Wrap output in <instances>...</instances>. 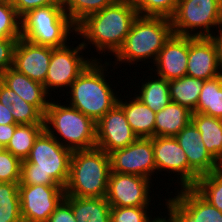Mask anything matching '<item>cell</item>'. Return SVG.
<instances>
[{
	"label": "cell",
	"instance_id": "obj_1",
	"mask_svg": "<svg viewBox=\"0 0 222 222\" xmlns=\"http://www.w3.org/2000/svg\"><path fill=\"white\" fill-rule=\"evenodd\" d=\"M137 17V10L128 0H116L112 5L82 20L76 26V35L79 41L81 38L87 55L90 57V47H92L97 50L95 51L97 55L91 51V58L100 61L105 55L113 57L118 52Z\"/></svg>",
	"mask_w": 222,
	"mask_h": 222
},
{
	"label": "cell",
	"instance_id": "obj_2",
	"mask_svg": "<svg viewBox=\"0 0 222 222\" xmlns=\"http://www.w3.org/2000/svg\"><path fill=\"white\" fill-rule=\"evenodd\" d=\"M109 68H113L110 71L112 74L114 70V76L115 68L109 60H93L72 82L68 89L69 91L66 92V97H64L65 99L67 98L64 103L68 102V105L76 108L97 123L117 104L119 98L120 89L116 91V88L119 86L120 81L118 80L115 84L113 83L115 82L114 80L112 82L109 80L114 79L109 78L113 77L109 75ZM67 96L70 97L68 98Z\"/></svg>",
	"mask_w": 222,
	"mask_h": 222
},
{
	"label": "cell",
	"instance_id": "obj_3",
	"mask_svg": "<svg viewBox=\"0 0 222 222\" xmlns=\"http://www.w3.org/2000/svg\"><path fill=\"white\" fill-rule=\"evenodd\" d=\"M172 34L171 19L138 15L133 21L130 32L125 38L122 47L113 56L115 58L114 61H110L108 57L104 60L108 59L112 66L116 69L119 68V70L123 64L125 67L129 65L130 71L132 70L131 66L132 68L135 67L134 70L139 71V68L143 69L142 65L144 64H146L147 68H150L151 65L149 63L151 62L152 65L155 63L159 51ZM147 64L149 65L147 66Z\"/></svg>",
	"mask_w": 222,
	"mask_h": 222
},
{
	"label": "cell",
	"instance_id": "obj_4",
	"mask_svg": "<svg viewBox=\"0 0 222 222\" xmlns=\"http://www.w3.org/2000/svg\"><path fill=\"white\" fill-rule=\"evenodd\" d=\"M71 155L70 149L62 146L44 129L21 163L19 185H59L65 188Z\"/></svg>",
	"mask_w": 222,
	"mask_h": 222
},
{
	"label": "cell",
	"instance_id": "obj_5",
	"mask_svg": "<svg viewBox=\"0 0 222 222\" xmlns=\"http://www.w3.org/2000/svg\"><path fill=\"white\" fill-rule=\"evenodd\" d=\"M111 172L109 154L95 147L72 151L65 196L106 197Z\"/></svg>",
	"mask_w": 222,
	"mask_h": 222
},
{
	"label": "cell",
	"instance_id": "obj_6",
	"mask_svg": "<svg viewBox=\"0 0 222 222\" xmlns=\"http://www.w3.org/2000/svg\"><path fill=\"white\" fill-rule=\"evenodd\" d=\"M56 100L53 96L46 109L44 129L71 151L95 148L96 123L67 103L61 104L57 96Z\"/></svg>",
	"mask_w": 222,
	"mask_h": 222
},
{
	"label": "cell",
	"instance_id": "obj_7",
	"mask_svg": "<svg viewBox=\"0 0 222 222\" xmlns=\"http://www.w3.org/2000/svg\"><path fill=\"white\" fill-rule=\"evenodd\" d=\"M76 33V25L62 6L39 7L21 17V37L37 45L63 47L70 39H78Z\"/></svg>",
	"mask_w": 222,
	"mask_h": 222
},
{
	"label": "cell",
	"instance_id": "obj_8",
	"mask_svg": "<svg viewBox=\"0 0 222 222\" xmlns=\"http://www.w3.org/2000/svg\"><path fill=\"white\" fill-rule=\"evenodd\" d=\"M170 19L174 34L213 37L222 23V0H178Z\"/></svg>",
	"mask_w": 222,
	"mask_h": 222
},
{
	"label": "cell",
	"instance_id": "obj_9",
	"mask_svg": "<svg viewBox=\"0 0 222 222\" xmlns=\"http://www.w3.org/2000/svg\"><path fill=\"white\" fill-rule=\"evenodd\" d=\"M71 42L73 43L71 45ZM78 40L70 41L63 47L53 48L51 59L48 67V73L43 86L47 93L52 97V91L56 93L59 98L65 96L66 91L70 88L72 82L84 71V69L93 61V59L86 55L87 50ZM85 52V53H84ZM85 54V56H84ZM65 88V89H64ZM59 90V91H57ZM57 91V92H56Z\"/></svg>",
	"mask_w": 222,
	"mask_h": 222
},
{
	"label": "cell",
	"instance_id": "obj_10",
	"mask_svg": "<svg viewBox=\"0 0 222 222\" xmlns=\"http://www.w3.org/2000/svg\"><path fill=\"white\" fill-rule=\"evenodd\" d=\"M153 180L143 176H137L125 173L110 172L108 190L106 194L107 202L111 207H140V206H154L155 197L161 194H154L155 188ZM152 189V191H151ZM152 193V194H151ZM155 195V197H154ZM153 197V198H152ZM151 201H154L151 203Z\"/></svg>",
	"mask_w": 222,
	"mask_h": 222
},
{
	"label": "cell",
	"instance_id": "obj_11",
	"mask_svg": "<svg viewBox=\"0 0 222 222\" xmlns=\"http://www.w3.org/2000/svg\"><path fill=\"white\" fill-rule=\"evenodd\" d=\"M167 193L163 196L165 204L158 202L157 206L164 205L176 217L177 222H222V212L212 206L193 187H183ZM173 195V198H172ZM168 199H167V198Z\"/></svg>",
	"mask_w": 222,
	"mask_h": 222
},
{
	"label": "cell",
	"instance_id": "obj_12",
	"mask_svg": "<svg viewBox=\"0 0 222 222\" xmlns=\"http://www.w3.org/2000/svg\"><path fill=\"white\" fill-rule=\"evenodd\" d=\"M109 158L112 172L143 176L155 183L156 179H159L155 174L152 138H137L125 148L109 153Z\"/></svg>",
	"mask_w": 222,
	"mask_h": 222
},
{
	"label": "cell",
	"instance_id": "obj_13",
	"mask_svg": "<svg viewBox=\"0 0 222 222\" xmlns=\"http://www.w3.org/2000/svg\"><path fill=\"white\" fill-rule=\"evenodd\" d=\"M18 192L23 222H47L65 197L59 185H19Z\"/></svg>",
	"mask_w": 222,
	"mask_h": 222
},
{
	"label": "cell",
	"instance_id": "obj_14",
	"mask_svg": "<svg viewBox=\"0 0 222 222\" xmlns=\"http://www.w3.org/2000/svg\"><path fill=\"white\" fill-rule=\"evenodd\" d=\"M152 145L154 151V158H155V166H156V174L161 176H166L167 174L172 175L174 177L167 175L170 183H167L169 187L172 184H178L176 188H183L189 187V164L188 159L185 154V151L182 147L178 144L175 137L172 136H158L152 138ZM161 172H165L162 174ZM159 173V174H158ZM167 173V174H166ZM176 174V175H175ZM177 178V180H176ZM174 179V180H173ZM175 181V183L173 182ZM177 181V182H176ZM170 184V185H169Z\"/></svg>",
	"mask_w": 222,
	"mask_h": 222
},
{
	"label": "cell",
	"instance_id": "obj_15",
	"mask_svg": "<svg viewBox=\"0 0 222 222\" xmlns=\"http://www.w3.org/2000/svg\"><path fill=\"white\" fill-rule=\"evenodd\" d=\"M174 137L188 159L189 187H193L200 176L222 167L206 150L200 131L192 121Z\"/></svg>",
	"mask_w": 222,
	"mask_h": 222
},
{
	"label": "cell",
	"instance_id": "obj_16",
	"mask_svg": "<svg viewBox=\"0 0 222 222\" xmlns=\"http://www.w3.org/2000/svg\"><path fill=\"white\" fill-rule=\"evenodd\" d=\"M222 74L219 48L213 37L188 36L187 74L200 80H208Z\"/></svg>",
	"mask_w": 222,
	"mask_h": 222
},
{
	"label": "cell",
	"instance_id": "obj_17",
	"mask_svg": "<svg viewBox=\"0 0 222 222\" xmlns=\"http://www.w3.org/2000/svg\"><path fill=\"white\" fill-rule=\"evenodd\" d=\"M137 138L118 104L96 123V147L107 154L125 148Z\"/></svg>",
	"mask_w": 222,
	"mask_h": 222
},
{
	"label": "cell",
	"instance_id": "obj_18",
	"mask_svg": "<svg viewBox=\"0 0 222 222\" xmlns=\"http://www.w3.org/2000/svg\"><path fill=\"white\" fill-rule=\"evenodd\" d=\"M188 36L172 34L159 51L150 70L167 81L187 74ZM154 67V68H153Z\"/></svg>",
	"mask_w": 222,
	"mask_h": 222
},
{
	"label": "cell",
	"instance_id": "obj_19",
	"mask_svg": "<svg viewBox=\"0 0 222 222\" xmlns=\"http://www.w3.org/2000/svg\"><path fill=\"white\" fill-rule=\"evenodd\" d=\"M52 50V47L37 45L21 37L15 46L13 68L44 84Z\"/></svg>",
	"mask_w": 222,
	"mask_h": 222
},
{
	"label": "cell",
	"instance_id": "obj_20",
	"mask_svg": "<svg viewBox=\"0 0 222 222\" xmlns=\"http://www.w3.org/2000/svg\"><path fill=\"white\" fill-rule=\"evenodd\" d=\"M0 81L24 101L34 105L43 115L52 98L42 83L31 80L13 67L0 74Z\"/></svg>",
	"mask_w": 222,
	"mask_h": 222
},
{
	"label": "cell",
	"instance_id": "obj_21",
	"mask_svg": "<svg viewBox=\"0 0 222 222\" xmlns=\"http://www.w3.org/2000/svg\"><path fill=\"white\" fill-rule=\"evenodd\" d=\"M128 90L129 94L124 91L126 96L120 93L117 104L123 109L127 122L138 138H153L156 113L137 98L130 88Z\"/></svg>",
	"mask_w": 222,
	"mask_h": 222
},
{
	"label": "cell",
	"instance_id": "obj_22",
	"mask_svg": "<svg viewBox=\"0 0 222 222\" xmlns=\"http://www.w3.org/2000/svg\"><path fill=\"white\" fill-rule=\"evenodd\" d=\"M148 71H150V73L148 72L147 74H149L150 76H147V74H145V76L143 73V77L141 79H138L140 80L138 81L139 83H136L134 81L131 82L130 88L134 89L133 86H135V89L131 90L132 92L134 91V95L152 111L157 113L171 102L169 81L152 73L150 69ZM144 78L145 80H143ZM132 83L133 86H131ZM134 83H136L137 86Z\"/></svg>",
	"mask_w": 222,
	"mask_h": 222
},
{
	"label": "cell",
	"instance_id": "obj_23",
	"mask_svg": "<svg viewBox=\"0 0 222 222\" xmlns=\"http://www.w3.org/2000/svg\"><path fill=\"white\" fill-rule=\"evenodd\" d=\"M77 222H111V206L106 197L80 198L65 196Z\"/></svg>",
	"mask_w": 222,
	"mask_h": 222
},
{
	"label": "cell",
	"instance_id": "obj_24",
	"mask_svg": "<svg viewBox=\"0 0 222 222\" xmlns=\"http://www.w3.org/2000/svg\"><path fill=\"white\" fill-rule=\"evenodd\" d=\"M191 115L187 107L170 102L156 113L154 137L176 136L191 121Z\"/></svg>",
	"mask_w": 222,
	"mask_h": 222
},
{
	"label": "cell",
	"instance_id": "obj_25",
	"mask_svg": "<svg viewBox=\"0 0 222 222\" xmlns=\"http://www.w3.org/2000/svg\"><path fill=\"white\" fill-rule=\"evenodd\" d=\"M191 121L200 131L209 154L222 166V125L219 118L192 113Z\"/></svg>",
	"mask_w": 222,
	"mask_h": 222
},
{
	"label": "cell",
	"instance_id": "obj_26",
	"mask_svg": "<svg viewBox=\"0 0 222 222\" xmlns=\"http://www.w3.org/2000/svg\"><path fill=\"white\" fill-rule=\"evenodd\" d=\"M204 81L185 75L169 81L171 102L187 107L194 111L197 107Z\"/></svg>",
	"mask_w": 222,
	"mask_h": 222
},
{
	"label": "cell",
	"instance_id": "obj_27",
	"mask_svg": "<svg viewBox=\"0 0 222 222\" xmlns=\"http://www.w3.org/2000/svg\"><path fill=\"white\" fill-rule=\"evenodd\" d=\"M192 113H202L214 118L222 116V74L204 81L197 107Z\"/></svg>",
	"mask_w": 222,
	"mask_h": 222
},
{
	"label": "cell",
	"instance_id": "obj_28",
	"mask_svg": "<svg viewBox=\"0 0 222 222\" xmlns=\"http://www.w3.org/2000/svg\"><path fill=\"white\" fill-rule=\"evenodd\" d=\"M44 130V124H18L6 150L21 161L26 160L38 135Z\"/></svg>",
	"mask_w": 222,
	"mask_h": 222
},
{
	"label": "cell",
	"instance_id": "obj_29",
	"mask_svg": "<svg viewBox=\"0 0 222 222\" xmlns=\"http://www.w3.org/2000/svg\"><path fill=\"white\" fill-rule=\"evenodd\" d=\"M18 187L19 183L0 182V222H23Z\"/></svg>",
	"mask_w": 222,
	"mask_h": 222
},
{
	"label": "cell",
	"instance_id": "obj_30",
	"mask_svg": "<svg viewBox=\"0 0 222 222\" xmlns=\"http://www.w3.org/2000/svg\"><path fill=\"white\" fill-rule=\"evenodd\" d=\"M193 188L212 206L222 212V167L200 176Z\"/></svg>",
	"mask_w": 222,
	"mask_h": 222
},
{
	"label": "cell",
	"instance_id": "obj_31",
	"mask_svg": "<svg viewBox=\"0 0 222 222\" xmlns=\"http://www.w3.org/2000/svg\"><path fill=\"white\" fill-rule=\"evenodd\" d=\"M116 0H62V7L77 26L87 16L103 10Z\"/></svg>",
	"mask_w": 222,
	"mask_h": 222
},
{
	"label": "cell",
	"instance_id": "obj_32",
	"mask_svg": "<svg viewBox=\"0 0 222 222\" xmlns=\"http://www.w3.org/2000/svg\"><path fill=\"white\" fill-rule=\"evenodd\" d=\"M139 16L171 18L177 8L178 0H128Z\"/></svg>",
	"mask_w": 222,
	"mask_h": 222
},
{
	"label": "cell",
	"instance_id": "obj_33",
	"mask_svg": "<svg viewBox=\"0 0 222 222\" xmlns=\"http://www.w3.org/2000/svg\"><path fill=\"white\" fill-rule=\"evenodd\" d=\"M0 38H21V17L10 0H0Z\"/></svg>",
	"mask_w": 222,
	"mask_h": 222
},
{
	"label": "cell",
	"instance_id": "obj_34",
	"mask_svg": "<svg viewBox=\"0 0 222 222\" xmlns=\"http://www.w3.org/2000/svg\"><path fill=\"white\" fill-rule=\"evenodd\" d=\"M11 105L16 124H44V115L32 104L24 101L17 93Z\"/></svg>",
	"mask_w": 222,
	"mask_h": 222
},
{
	"label": "cell",
	"instance_id": "obj_35",
	"mask_svg": "<svg viewBox=\"0 0 222 222\" xmlns=\"http://www.w3.org/2000/svg\"><path fill=\"white\" fill-rule=\"evenodd\" d=\"M151 207H111V222H149L154 217L153 214H156V209L153 212Z\"/></svg>",
	"mask_w": 222,
	"mask_h": 222
},
{
	"label": "cell",
	"instance_id": "obj_36",
	"mask_svg": "<svg viewBox=\"0 0 222 222\" xmlns=\"http://www.w3.org/2000/svg\"><path fill=\"white\" fill-rule=\"evenodd\" d=\"M22 161L8 150L0 153V182L20 183Z\"/></svg>",
	"mask_w": 222,
	"mask_h": 222
},
{
	"label": "cell",
	"instance_id": "obj_37",
	"mask_svg": "<svg viewBox=\"0 0 222 222\" xmlns=\"http://www.w3.org/2000/svg\"><path fill=\"white\" fill-rule=\"evenodd\" d=\"M20 38H0V74L13 67L14 50Z\"/></svg>",
	"mask_w": 222,
	"mask_h": 222
},
{
	"label": "cell",
	"instance_id": "obj_38",
	"mask_svg": "<svg viewBox=\"0 0 222 222\" xmlns=\"http://www.w3.org/2000/svg\"><path fill=\"white\" fill-rule=\"evenodd\" d=\"M20 17L32 9L44 6H62V0H10Z\"/></svg>",
	"mask_w": 222,
	"mask_h": 222
},
{
	"label": "cell",
	"instance_id": "obj_39",
	"mask_svg": "<svg viewBox=\"0 0 222 222\" xmlns=\"http://www.w3.org/2000/svg\"><path fill=\"white\" fill-rule=\"evenodd\" d=\"M47 222H77L72 210V206L63 199L49 216Z\"/></svg>",
	"mask_w": 222,
	"mask_h": 222
},
{
	"label": "cell",
	"instance_id": "obj_40",
	"mask_svg": "<svg viewBox=\"0 0 222 222\" xmlns=\"http://www.w3.org/2000/svg\"><path fill=\"white\" fill-rule=\"evenodd\" d=\"M15 99V92L0 81V102L6 107H11Z\"/></svg>",
	"mask_w": 222,
	"mask_h": 222
},
{
	"label": "cell",
	"instance_id": "obj_41",
	"mask_svg": "<svg viewBox=\"0 0 222 222\" xmlns=\"http://www.w3.org/2000/svg\"><path fill=\"white\" fill-rule=\"evenodd\" d=\"M17 125L18 124H0V143L5 147L10 142Z\"/></svg>",
	"mask_w": 222,
	"mask_h": 222
},
{
	"label": "cell",
	"instance_id": "obj_42",
	"mask_svg": "<svg viewBox=\"0 0 222 222\" xmlns=\"http://www.w3.org/2000/svg\"><path fill=\"white\" fill-rule=\"evenodd\" d=\"M11 113V107H6L0 102V124H16Z\"/></svg>",
	"mask_w": 222,
	"mask_h": 222
},
{
	"label": "cell",
	"instance_id": "obj_43",
	"mask_svg": "<svg viewBox=\"0 0 222 222\" xmlns=\"http://www.w3.org/2000/svg\"><path fill=\"white\" fill-rule=\"evenodd\" d=\"M163 207L164 208H161V209L165 210L166 212H164V211L161 212L160 211L158 216L154 215V217L149 222H177L176 217L171 213V211L169 209H167V207H165V206H163ZM165 213H166V215H165Z\"/></svg>",
	"mask_w": 222,
	"mask_h": 222
},
{
	"label": "cell",
	"instance_id": "obj_44",
	"mask_svg": "<svg viewBox=\"0 0 222 222\" xmlns=\"http://www.w3.org/2000/svg\"><path fill=\"white\" fill-rule=\"evenodd\" d=\"M217 34L213 36V38L216 40L218 48H219V55H220V60L222 62V23L219 26V28L216 31Z\"/></svg>",
	"mask_w": 222,
	"mask_h": 222
},
{
	"label": "cell",
	"instance_id": "obj_45",
	"mask_svg": "<svg viewBox=\"0 0 222 222\" xmlns=\"http://www.w3.org/2000/svg\"><path fill=\"white\" fill-rule=\"evenodd\" d=\"M4 150H6V147L0 143V153H2Z\"/></svg>",
	"mask_w": 222,
	"mask_h": 222
}]
</instances>
